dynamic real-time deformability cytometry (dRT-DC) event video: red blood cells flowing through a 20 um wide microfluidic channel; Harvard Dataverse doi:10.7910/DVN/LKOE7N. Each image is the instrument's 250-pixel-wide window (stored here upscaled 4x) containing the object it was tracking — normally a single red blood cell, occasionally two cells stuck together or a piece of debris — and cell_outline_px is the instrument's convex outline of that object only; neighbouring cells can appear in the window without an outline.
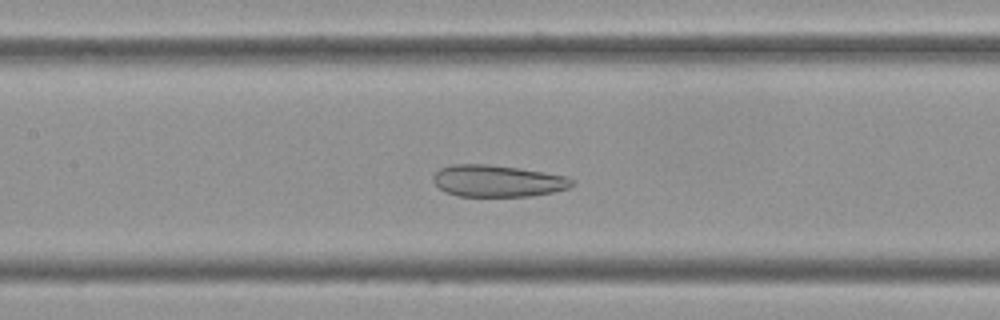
{"species": "Egyptian fruit bat (a non-hibernating species)", "species_latin": "Rousettus aegyptiacus", "temperature_condition": "cold", "stored_images_in_passage": 58, "camera_frame_rate_fps": 3000, "um_per_image_px": 0.085, "frame": {"image": 1, "passage_image": 26, "time_ms": 8.333, "image_size_px": [1000, 320], "cell_outline_px": [[572, 184], [564, 188], [548, 192], [520, 196], [464, 196], [448, 192], [440, 188], [436, 184], [436, 176], [444, 168], [512, 168], [560, 176]], "centroid_in_image_um": [42.3, 15.47], "position_along_channel_um": 165.1, "area_um2": 22.31}}
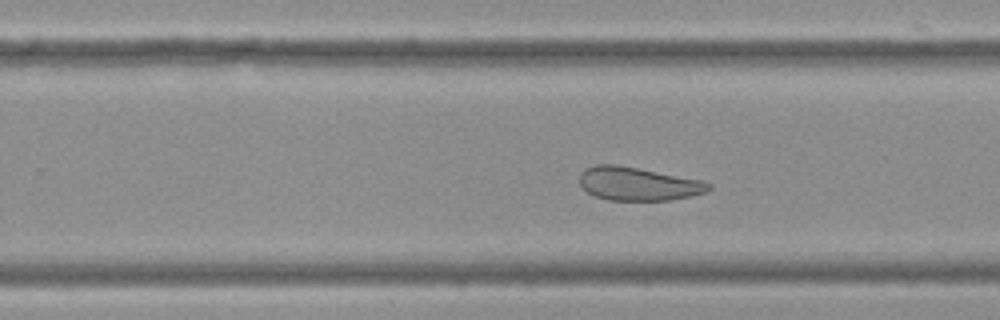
{"frame": {"image": 2, "passage_image": 36, "time_ms": 11.667, "image_size_px": [1000, 320], "cell_outline_px": [[708, 188], [704, 192], [664, 200], [612, 200], [596, 196], [588, 192], [584, 188], [580, 180], [584, 172], [588, 168], [632, 168], [692, 180], [708, 184]], "centroid_in_image_um": [54.19, 15.7], "position_along_channel_um": 275.6, "area_um2": 22.31}}
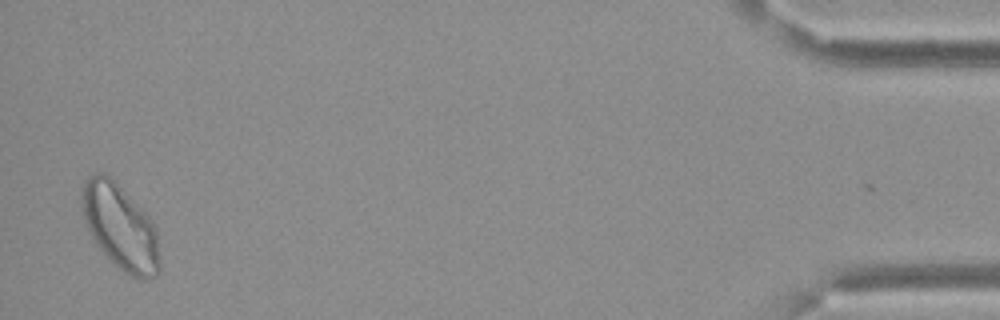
{"frame": {"image": 3, "passage_image": 57, "time_ms": 18.667, "image_size_px": [1000, 320], "cell_outline_px": [[156, 268], [136, 272], [132, 272], [124, 268], [108, 252], [96, 236], [92, 228], [88, 216], [88, 184], [96, 176], [112, 188], [120, 196], [148, 228], [152, 236], [156, 264]], "centroid_in_image_um": [10.18, 19.41], "position_along_channel_um": 425.0, "area_um2": 27.46}}